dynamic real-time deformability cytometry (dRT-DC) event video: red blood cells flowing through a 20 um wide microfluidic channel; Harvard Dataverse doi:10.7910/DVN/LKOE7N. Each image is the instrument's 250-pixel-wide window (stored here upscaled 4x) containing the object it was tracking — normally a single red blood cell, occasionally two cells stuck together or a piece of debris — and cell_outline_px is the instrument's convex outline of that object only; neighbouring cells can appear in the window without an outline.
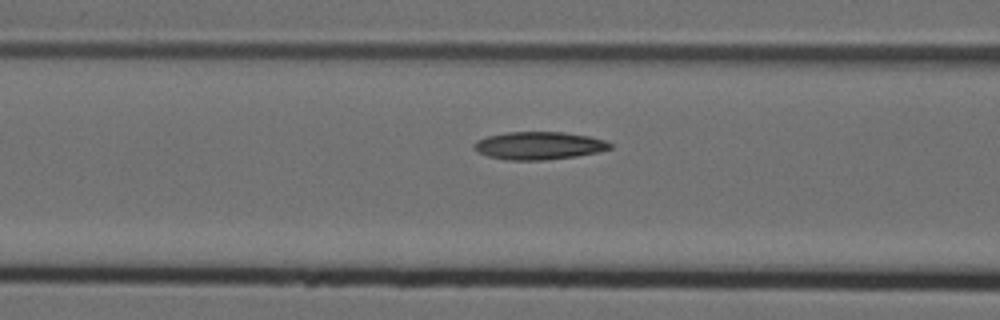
{"species": "Egyptian fruit bat (a non-hibernating species)", "species_latin": "Rousettus aegyptiacus", "temperature_condition": "cold", "stored_images_in_passage": 13, "camera_frame_rate_fps": 3000, "um_per_image_px": 0.085, "animal": {"sex": "female"}, "frame": {"image": 1, "passage_image": 11, "time_ms": 3.333, "image_size_px": [1000, 320], "cell_outline_px": [[612, 148], [596, 152], [576, 156], [544, 160], [508, 160], [488, 156], [472, 148], [472, 144], [476, 140], [488, 136], [508, 132], [564, 132], [588, 136], [604, 140], [612, 144]], "centroid_in_image_um": [45.78, 12.37], "position_along_channel_um": 120.8, "area_um2": 21.91}}